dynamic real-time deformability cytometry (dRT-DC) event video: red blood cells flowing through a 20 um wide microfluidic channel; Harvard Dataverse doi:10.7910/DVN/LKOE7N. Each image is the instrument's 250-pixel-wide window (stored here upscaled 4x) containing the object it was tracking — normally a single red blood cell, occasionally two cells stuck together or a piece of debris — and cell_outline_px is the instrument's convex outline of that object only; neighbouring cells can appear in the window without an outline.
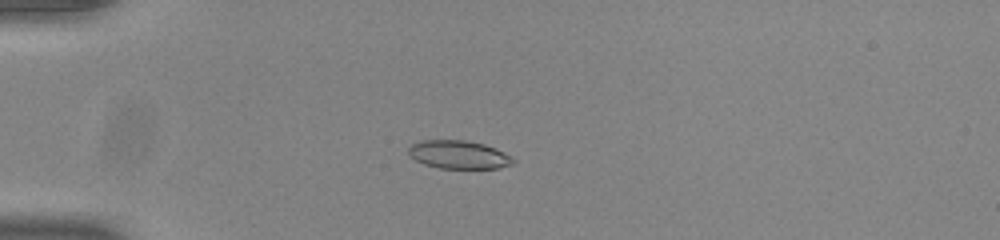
{"species": "common noctule bat (a hibernating species)", "species_latin": "Nyctalus noctula", "temperature_condition": "room temperature", "stored_images_in_passage": 54, "camera_frame_rate_fps": 3000, "um_per_image_px": 0.085, "animal": {"sex": "male", "body_mass_g": 20.0, "forearm_length_mm": 53.3}, "frame": {"image": 1, "passage_image": 16, "time_ms": 5.0, "image_size_px": [1000, 240], "cell_outline_px": [[516, 160], [512, 164], [496, 168], [440, 168], [424, 164], [416, 160], [408, 152], [408, 148], [412, 144], [424, 140], [464, 140], [484, 144], [496, 148], [512, 156]], "centroid_in_image_um": [39.02, 13.14], "position_along_channel_um": 46.0, "area_um2": 17.11}}
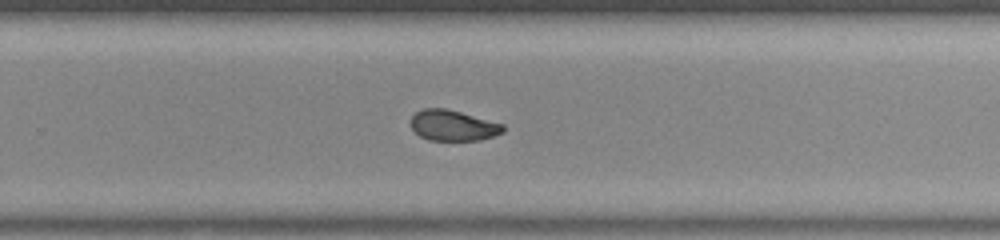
{"frame": {"image": 2, "passage_image": 37, "time_ms": 12.0, "image_size_px": [1000, 240], "cell_outline_px": [[504, 132], [480, 140], [428, 140], [420, 136], [408, 124], [412, 116], [416, 112], [424, 108], [444, 108], [460, 112], [504, 124]], "centroid_in_image_um": [38.48, 10.66], "position_along_channel_um": 291.3, "area_um2": 16.47}}
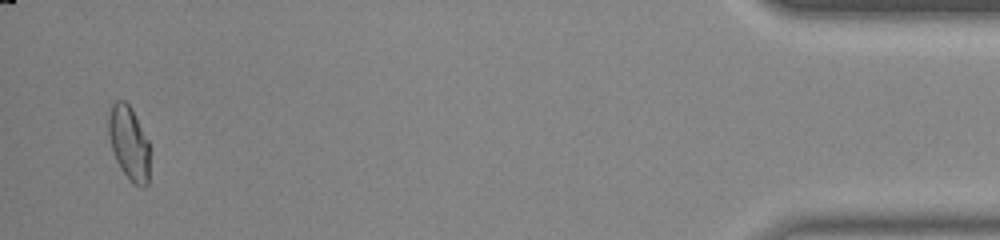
{"frame": {"image": 3, "passage_image": 53, "time_ms": 17.333, "image_size_px": [1000, 240], "cell_outline_px": [[148, 184], [144, 188], [140, 188], [132, 184], [120, 168], [116, 160], [112, 148], [108, 132], [108, 116], [112, 104], [116, 100], [124, 100], [132, 108], [148, 140]], "centroid_in_image_um": [10.95, 12.17], "position_along_channel_um": 424.2, "area_um2": 17.8}, "authors_computed_cell_mechanics": {"area_um2": 17.8024, "velocity_mm_per_s": 3.912, "shape_relaxation_time_tau1_ms": null, "shape_relaxation_time_tau2_ms": 1.9741, "deformation_change_tau1": null, "deformation_change_tau2": 0.0658}}